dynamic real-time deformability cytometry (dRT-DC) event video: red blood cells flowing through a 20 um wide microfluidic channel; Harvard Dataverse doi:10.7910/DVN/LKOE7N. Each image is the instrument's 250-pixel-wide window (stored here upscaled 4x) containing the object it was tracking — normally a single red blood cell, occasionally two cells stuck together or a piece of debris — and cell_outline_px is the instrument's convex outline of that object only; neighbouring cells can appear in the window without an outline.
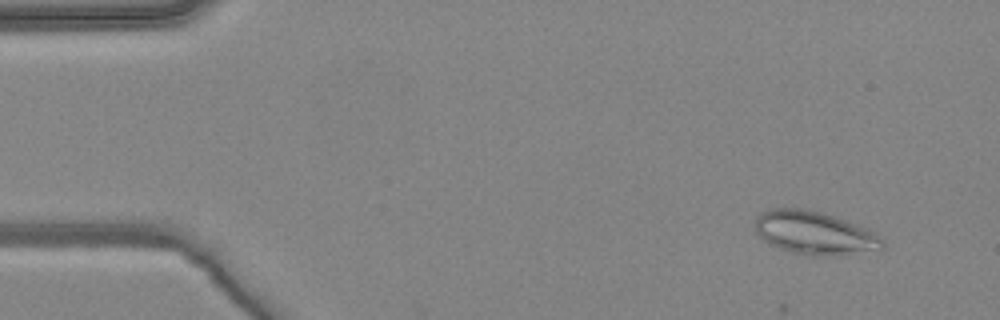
{"species": "common noctule bat (a hibernating species)", "species_latin": "Nyctalus noctula", "temperature_condition": "warm", "stored_images_in_passage": 5, "camera_frame_rate_fps": 3000, "um_per_image_px": 0.085, "animal": {"sex": "female", "body_mass_g": 24.6, "forearm_length_mm": 56.2}, "frame": {"image": 1, "passage_image": 2, "time_ms": 0.333, "image_size_px": [1000, 320], "cell_outline_px": [[884, 248], [832, 256], [808, 256], [792, 252], [768, 244], [756, 232], [756, 216], [760, 212], [772, 208], [804, 208], [820, 212], [868, 228], [880, 236], [884, 244]], "centroid_in_image_um": [69.21, 19.8], "position_along_channel_um": 15.8, "area_um2": 31.96}}
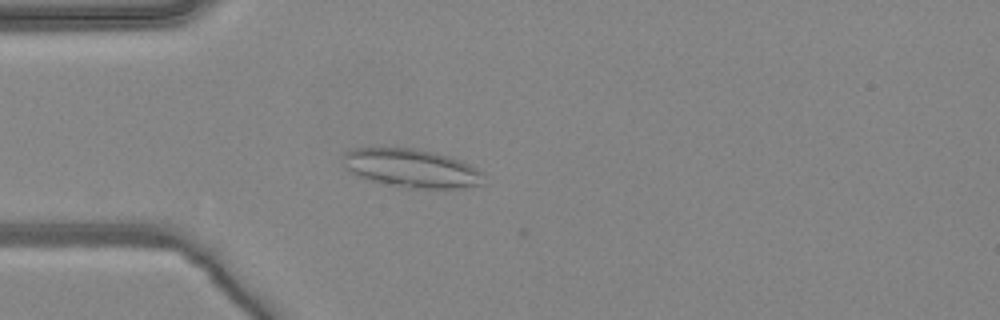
{"frame": {"image": 2, "passage_image": 5, "time_ms": 1.333, "image_size_px": [1000, 320], "cell_outline_px": [[484, 184], [460, 188], [404, 188], [372, 180], [360, 176], [344, 168], [340, 156], [344, 152], [352, 148], [412, 148], [432, 152], [448, 156], [460, 160], [484, 172]], "centroid_in_image_um": [34.96, 14.3], "position_along_channel_um": 50.0, "area_um2": 31.62}}